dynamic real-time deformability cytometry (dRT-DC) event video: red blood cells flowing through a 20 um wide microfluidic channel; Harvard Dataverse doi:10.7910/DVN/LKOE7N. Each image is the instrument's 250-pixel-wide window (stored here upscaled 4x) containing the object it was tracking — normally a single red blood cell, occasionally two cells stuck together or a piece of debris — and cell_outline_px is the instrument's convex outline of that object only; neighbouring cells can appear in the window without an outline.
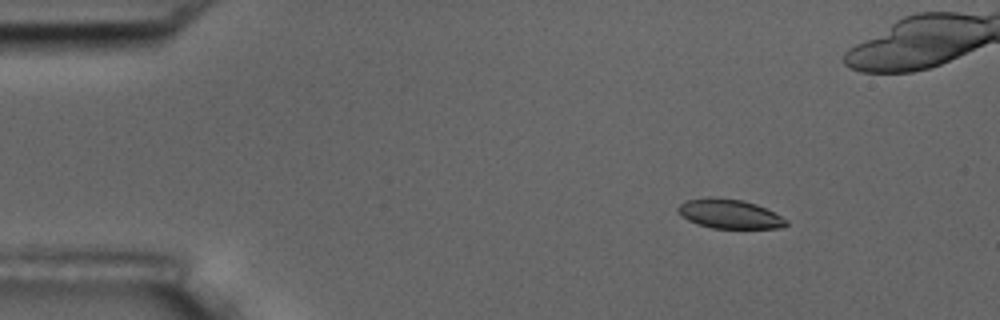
{"species": "common noctule bat (a hibernating species)", "species_latin": "Nyctalus noctula", "temperature_condition": "room temperature", "stored_images_in_passage": 12, "camera_frame_rate_fps": 3000, "um_per_image_px": 0.085, "animal": {"sex": "male", "body_mass_g": 17.5, "forearm_length_mm": 52.3}, "frame": {"image": 1, "passage_image": 3, "time_ms": 2.333, "image_size_px": [1000, 320], "cell_outline_px": [[788, 224], [784, 228], [712, 228], [696, 224], [688, 220], [676, 208], [684, 200], [708, 196], [712, 196], [744, 200], [756, 204], [788, 220]], "centroid_in_image_um": [61.99, 18.17], "position_along_channel_um": 23.0, "area_um2": 18.55}}
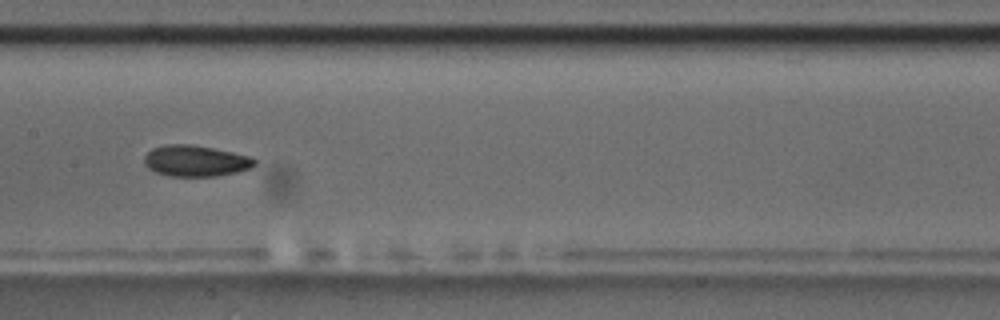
{"frame": {"image": 2, "passage_image": 9, "time_ms": 9.333, "image_size_px": [1000, 320], "cell_outline_px": [[256, 164], [248, 168], [236, 172], [216, 176], [168, 176], [156, 172], [148, 168], [144, 164], [144, 156], [152, 148], [164, 144], [192, 144], [232, 152], [248, 156], [256, 160]], "centroid_in_image_um": [16.57, 13.67], "position_along_channel_um": 190.8, "area_um2": 19.94}}
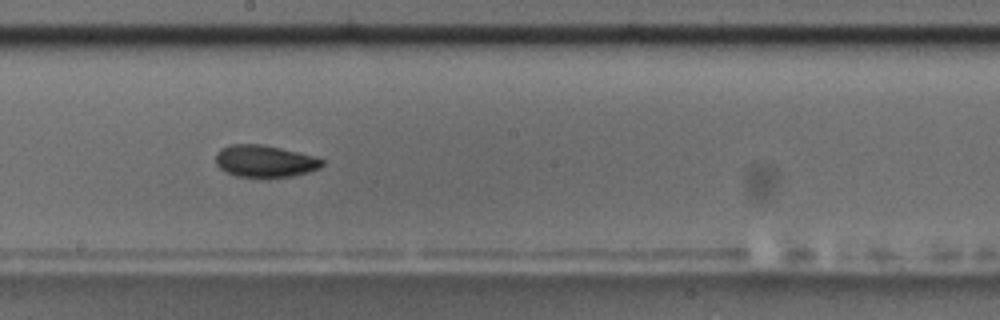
{"frame": {"image": 3, "passage_image": 10, "time_ms": 10.333, "image_size_px": [1000, 320], "cell_outline_px": [[324, 164], [320, 168], [308, 172], [292, 176], [236, 176], [220, 168], [216, 164], [216, 152], [220, 148], [232, 144], [260, 144], [280, 148], [316, 156], [324, 160]], "centroid_in_image_um": [22.52, 13.68], "position_along_channel_um": 225.7, "area_um2": 19.65}}